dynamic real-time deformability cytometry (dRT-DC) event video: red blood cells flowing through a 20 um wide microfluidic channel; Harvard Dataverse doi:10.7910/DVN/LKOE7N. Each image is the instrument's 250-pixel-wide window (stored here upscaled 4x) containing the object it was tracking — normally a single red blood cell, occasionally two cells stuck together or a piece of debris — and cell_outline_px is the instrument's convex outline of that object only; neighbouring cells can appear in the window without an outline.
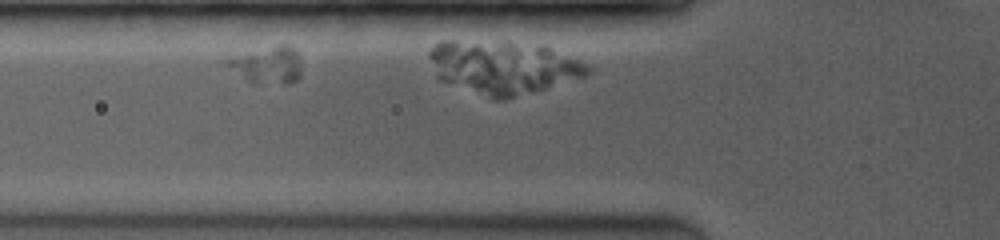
{"species": "common noctule bat (a hibernating species)", "species_latin": "Nyctalus noctula", "temperature_condition": "room temperature", "stored_images_in_passage": 8, "camera_frame_rate_fps": 3500, "um_per_image_px": 0.085, "animal": {"sex": "female", "body_mass_g": 19.0, "forearm_length_mm": 53.3}, "frame": {"image": 1, "passage_image": 4, "time_ms": 0.857, "image_size_px": [1000, 240], "cell_outline_px": [[300, 76], [296, 80], [248, 80], [228, 64], [228, 60], [276, 44], [288, 44], [300, 56]], "centroid_in_image_um": [22.86, 5.43], "position_along_channel_um": 102.9, "area_um2": 14.22}}
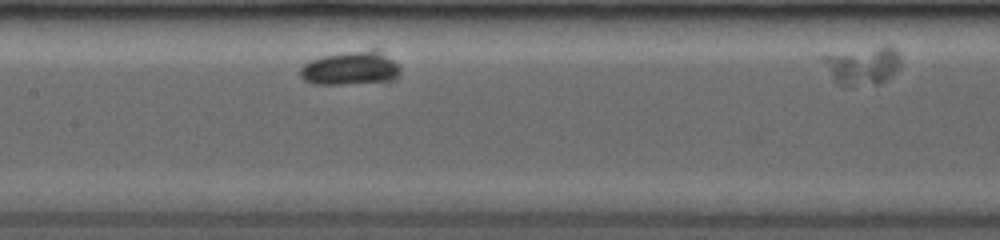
{"frame": {"image": 2, "passage_image": 7, "time_ms": 1.714, "image_size_px": [1000, 240], "cell_outline_px": [[400, 76], [396, 80], [388, 84], [312, 84], [304, 80], [300, 76], [300, 68], [304, 64], [312, 60], [324, 56], [372, 48], [376, 48], [392, 60], [400, 68]], "centroid_in_image_um": [29.89, 5.84], "position_along_channel_um": 177.5, "area_um2": 20.23}}